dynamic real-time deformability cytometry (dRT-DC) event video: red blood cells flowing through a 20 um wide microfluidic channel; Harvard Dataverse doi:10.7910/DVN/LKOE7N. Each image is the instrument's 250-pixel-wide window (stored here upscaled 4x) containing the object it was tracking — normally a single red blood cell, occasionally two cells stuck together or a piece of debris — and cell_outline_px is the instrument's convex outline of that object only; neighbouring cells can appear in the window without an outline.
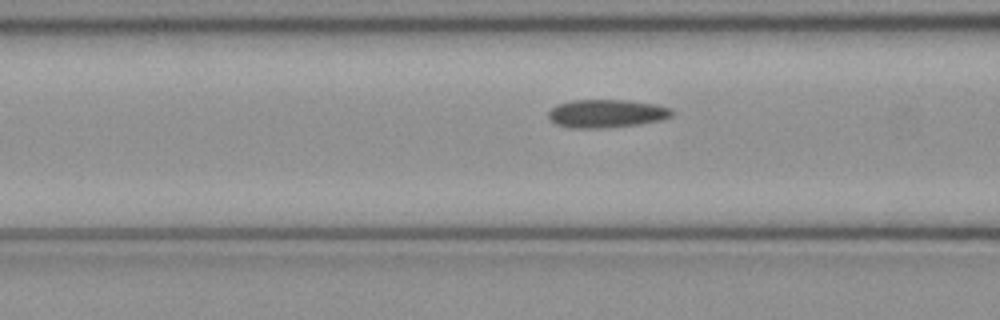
{"species": "common noctule bat (a hibernating species)", "species_latin": "Nyctalus noctula", "temperature_condition": "cold", "stored_images_in_passage": 47, "camera_frame_rate_fps": 3000, "um_per_image_px": 0.085, "animal": {"sex": "female", "body_mass_g": 21.9}, "frame": {"image": 1, "passage_image": 16, "time_ms": 5.0, "image_size_px": [1000, 320], "cell_outline_px": [[672, 116], [660, 120], [636, 124], [604, 128], [568, 128], [556, 124], [548, 116], [548, 112], [552, 108], [560, 104], [572, 100], [628, 100], [656, 104], [672, 108]], "centroid_in_image_um": [51.56, 9.65], "position_along_channel_um": 115.0, "area_um2": 20.17}}
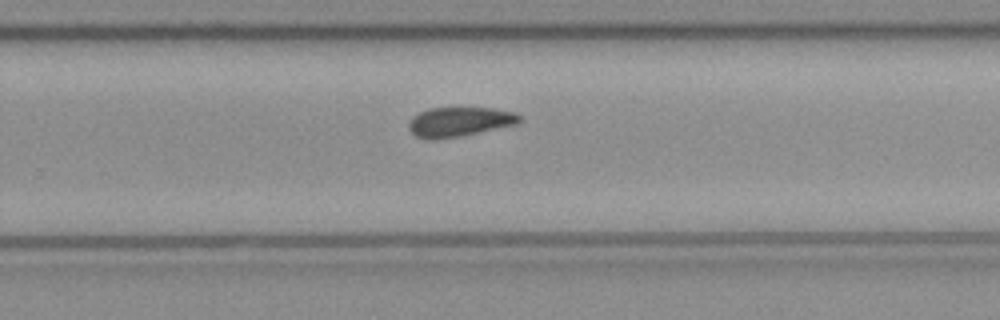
{"frame": {"image": 2, "passage_image": 29, "time_ms": 9.333, "image_size_px": [1000, 320], "cell_outline_px": [[524, 120], [516, 124], [460, 136], [436, 140], [428, 140], [416, 136], [408, 128], [408, 124], [412, 116], [428, 108], [492, 108], [516, 112]], "centroid_in_image_um": [39.04, 10.35], "position_along_channel_um": 290.8, "area_um2": 19.13}}
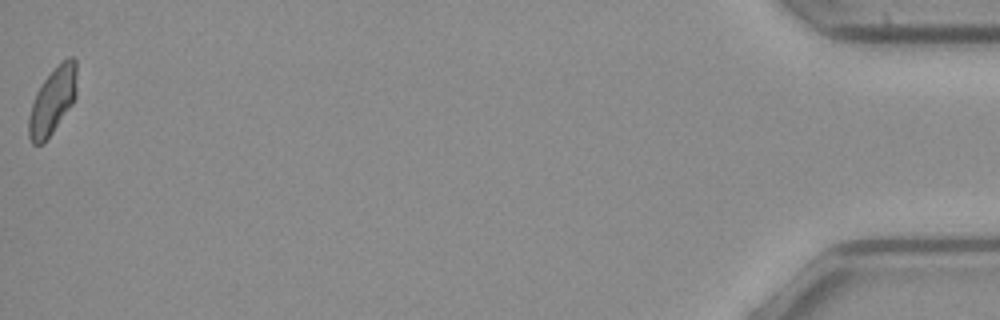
{"frame": {"image": 3, "passage_image": 47, "time_ms": 15.333, "image_size_px": [1000, 320], "cell_outline_px": [[76, 96], [72, 104], [44, 144], [32, 144], [28, 136], [28, 116], [36, 92], [44, 80], [68, 56], [72, 56], [76, 60]], "centroid_in_image_um": [4.46, 8.61], "position_along_channel_um": 430.7, "area_um2": 18.44}, "authors_computed_cell_mechanics": {"area_um2": 19.4786, "velocity_mm_per_s": 4.0563, "shape_relaxation_time_tau1_ms": null, "shape_relaxation_time_tau2_ms": 3.9462, "deformation_change_tau1": null, "deformation_change_tau2": 0.0982}}